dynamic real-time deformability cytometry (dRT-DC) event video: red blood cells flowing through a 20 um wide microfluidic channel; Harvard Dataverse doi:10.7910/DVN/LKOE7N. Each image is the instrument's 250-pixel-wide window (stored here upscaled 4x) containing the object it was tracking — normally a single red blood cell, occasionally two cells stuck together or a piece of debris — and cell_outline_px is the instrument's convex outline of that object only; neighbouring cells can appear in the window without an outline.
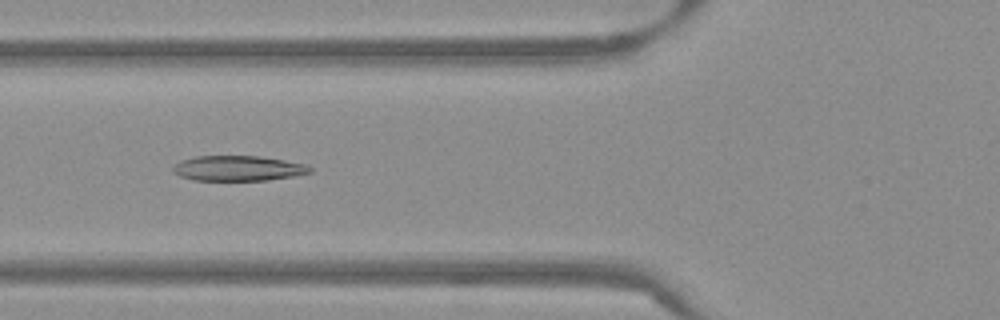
{"species": "Egyptian fruit bat (a non-hibernating species)", "species_latin": "Rousettus aegyptiacus", "temperature_condition": "warm", "stored_images_in_passage": 53, "camera_frame_rate_fps": 3000, "um_per_image_px": 0.085, "frame": {"image": 1, "passage_image": 20, "time_ms": 6.333, "image_size_px": [1000, 320], "cell_outline_px": [[312, 172], [292, 176], [268, 180], [192, 180], [180, 176], [172, 172], [172, 168], [180, 160], [196, 156], [260, 156], [308, 164], [312, 168]], "centroid_in_image_um": [20.23, 14.3], "position_along_channel_um": 105.6, "area_um2": 20.17}}
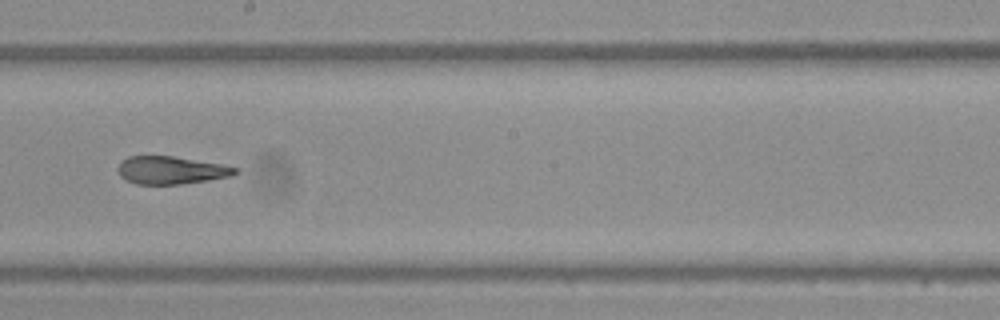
{"frame": {"image": 2, "passage_image": 30, "time_ms": 9.667, "image_size_px": [1000, 320], "cell_outline_px": [[240, 172], [232, 176], [208, 180], [180, 184], [136, 184], [120, 176], [116, 168], [128, 156], [172, 156], [224, 164], [240, 168]], "centroid_in_image_um": [14.6, 14.46], "position_along_channel_um": 233.6, "area_um2": 19.07}}
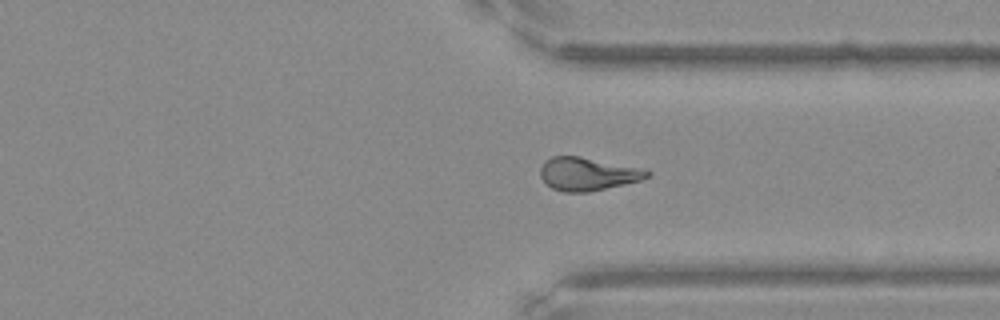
{"frame": {"image": 3, "passage_image": 40, "time_ms": 13.0, "image_size_px": [1000, 320], "cell_outline_px": [[652, 176], [640, 180], [624, 184], [588, 192], [564, 192], [552, 188], [540, 176], [540, 168], [544, 160], [552, 156], [580, 156], [640, 168], [652, 172]], "centroid_in_image_um": [49.94, 14.78], "position_along_channel_um": 361.5, "area_um2": 20.52}, "authors_computed_cell_mechanics": {"area_um2": 20.6924, "velocity_mm_per_s": 3.8311, "shape_relaxation_time_tau1_ms": null, "shape_relaxation_time_tau2_ms": 2.9771, "deformation_change_tau1": null, "deformation_change_tau2": 0.1273}}